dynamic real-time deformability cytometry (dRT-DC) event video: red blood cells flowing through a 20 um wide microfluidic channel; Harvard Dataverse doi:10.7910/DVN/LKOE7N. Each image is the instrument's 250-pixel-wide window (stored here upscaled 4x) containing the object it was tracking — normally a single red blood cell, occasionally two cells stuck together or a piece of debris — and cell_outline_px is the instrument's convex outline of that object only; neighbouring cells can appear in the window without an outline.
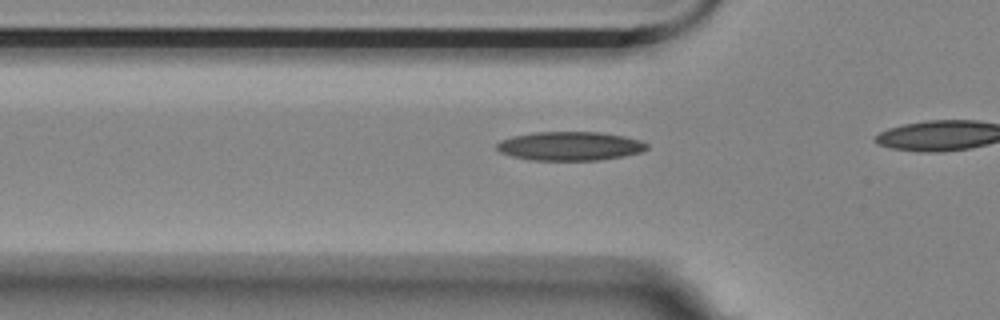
{"species": "Egyptian fruit bat (a non-hibernating species)", "species_latin": "Rousettus aegyptiacus", "temperature_condition": "room temperature", "stored_images_in_passage": 6, "segment_of_instrument_passage": [2, 2], "camera_frame_rate_fps": 3000, "um_per_image_px": 0.085, "animal": {"sex": "female"}, "frame": {"image": 1, "passage_image": 6, "time_ms": 1.667, "image_size_px": [1000, 320], "cell_outline_px": [[648, 148], [640, 152], [624, 156], [600, 160], [532, 160], [512, 156], [500, 152], [496, 148], [496, 144], [500, 140], [512, 136], [536, 132], [600, 132], [624, 136], [640, 140], [648, 144]], "centroid_in_image_um": [48.44, 12.41], "position_along_channel_um": 77.4, "area_um2": 25.26}}